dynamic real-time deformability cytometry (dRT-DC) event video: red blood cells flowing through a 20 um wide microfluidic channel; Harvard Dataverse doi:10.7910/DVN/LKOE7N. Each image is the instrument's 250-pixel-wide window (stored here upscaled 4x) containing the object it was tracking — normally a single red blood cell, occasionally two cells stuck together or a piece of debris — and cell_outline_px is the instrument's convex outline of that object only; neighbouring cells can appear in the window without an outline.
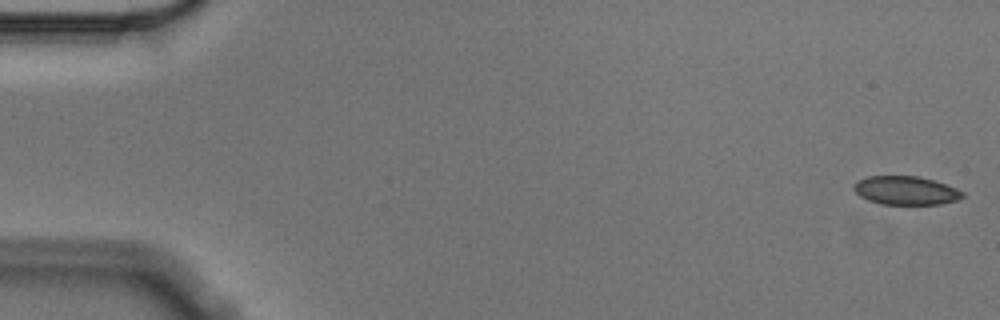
{"species": "Egyptian fruit bat (a non-hibernating species)", "species_latin": "Rousettus aegyptiacus", "temperature_condition": "cold", "stored_images_in_passage": 5, "camera_frame_rate_fps": 3000, "um_per_image_px": 0.085, "animal": {"sex": "male"}, "frame": {"image": 1, "passage_image": 1, "time_ms": 0.0, "image_size_px": [1000, 320], "cell_outline_px": [[964, 196], [956, 200], [940, 204], [880, 204], [868, 200], [860, 196], [852, 188], [852, 184], [856, 180], [868, 176], [920, 176], [956, 188], [964, 192]], "centroid_in_image_um": [76.94, 16.18], "position_along_channel_um": 8.1, "area_um2": 18.15}}
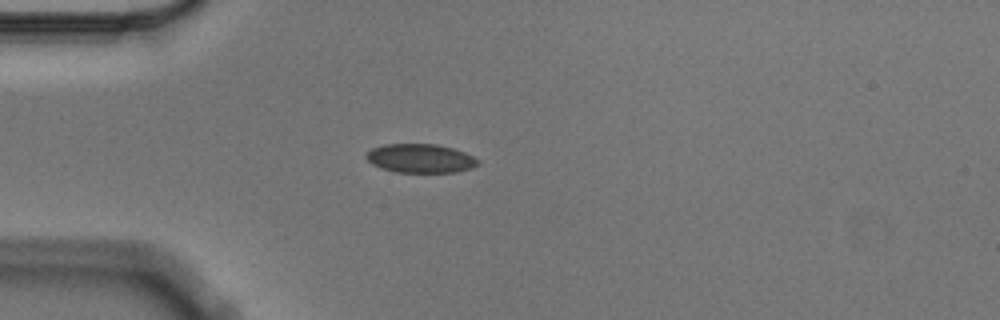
{"frame": {"image": 2, "passage_image": 4, "time_ms": 1.0, "image_size_px": [1000, 320], "cell_outline_px": [[480, 164], [472, 168], [456, 172], [396, 172], [380, 168], [372, 164], [364, 156], [372, 148], [384, 144], [436, 144], [452, 148], [464, 152], [480, 160]], "centroid_in_image_um": [35.74, 13.46], "position_along_channel_um": 49.3, "area_um2": 18.84}}